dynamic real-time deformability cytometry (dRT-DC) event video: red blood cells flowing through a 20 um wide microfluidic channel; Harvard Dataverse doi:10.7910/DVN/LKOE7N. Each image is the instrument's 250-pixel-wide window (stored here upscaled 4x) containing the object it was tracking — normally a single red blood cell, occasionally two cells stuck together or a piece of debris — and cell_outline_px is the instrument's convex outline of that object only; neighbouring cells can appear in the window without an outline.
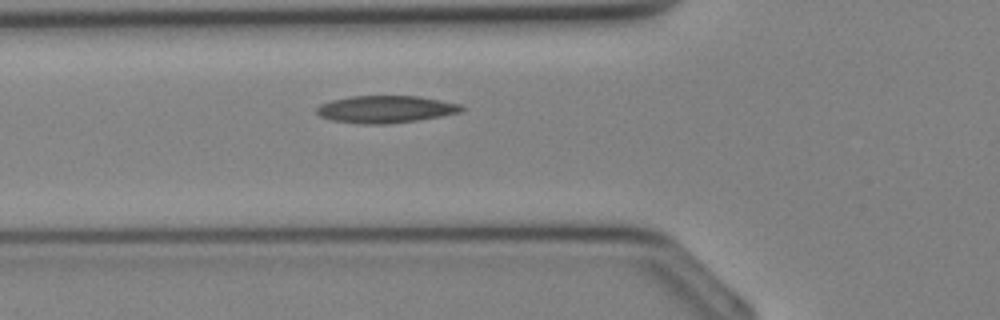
{"species": "Egyptian fruit bat (a non-hibernating species)", "species_latin": "Rousettus aegyptiacus", "temperature_condition": "cold", "stored_images_in_passage": 23, "camera_frame_rate_fps": 3000, "um_per_image_px": 0.085, "animal": {"sex": "female"}, "frame": {"image": 1, "passage_image": 2, "time_ms": 0.333, "image_size_px": [1000, 320], "cell_outline_px": [[468, 108], [460, 112], [440, 116], [416, 120], [384, 124], [364, 124], [332, 120], [320, 116], [316, 112], [316, 108], [320, 104], [332, 100], [352, 96], [420, 96], [460, 104]], "centroid_in_image_um": [32.79, 9.28], "position_along_channel_um": 93.0, "area_um2": 22.89}}
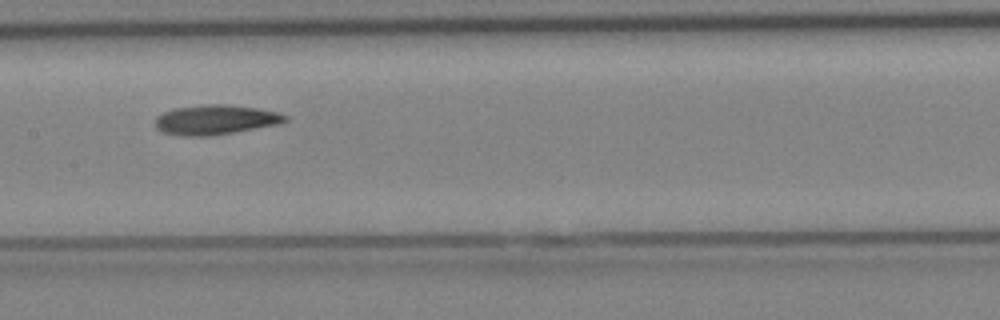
{"frame": {"image": 2, "passage_image": 7, "time_ms": 2.0, "image_size_px": [1000, 320], "cell_outline_px": [[288, 120], [280, 124], [208, 136], [184, 136], [164, 132], [156, 128], [156, 116], [172, 108], [204, 104], [224, 104], [260, 108], [276, 112], [288, 116]], "centroid_in_image_um": [18.32, 10.16], "position_along_channel_um": 189.1, "area_um2": 22.48}}
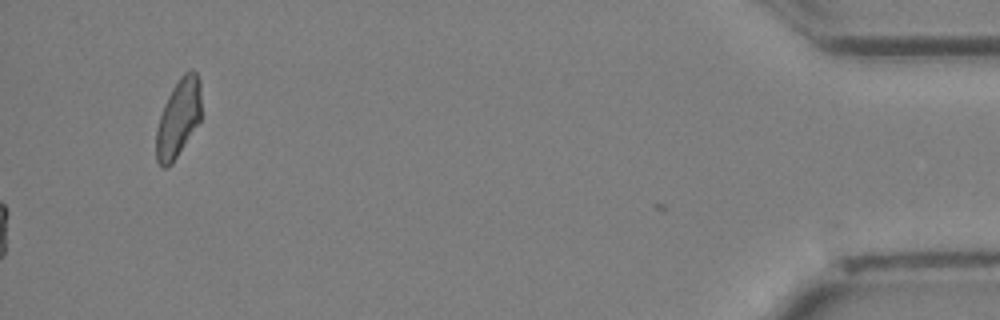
{"frame": {"image": 3, "passage_image": 23, "time_ms": 7.333, "image_size_px": [1000, 320], "cell_outline_px": [[200, 120], [172, 164], [168, 168], [160, 168], [156, 160], [156, 132], [160, 116], [164, 104], [172, 88], [180, 76], [184, 72], [192, 68], [196, 72], [200, 80]], "centroid_in_image_um": [15.14, 10.04], "position_along_channel_um": 420.1, "area_um2": 20.52}}